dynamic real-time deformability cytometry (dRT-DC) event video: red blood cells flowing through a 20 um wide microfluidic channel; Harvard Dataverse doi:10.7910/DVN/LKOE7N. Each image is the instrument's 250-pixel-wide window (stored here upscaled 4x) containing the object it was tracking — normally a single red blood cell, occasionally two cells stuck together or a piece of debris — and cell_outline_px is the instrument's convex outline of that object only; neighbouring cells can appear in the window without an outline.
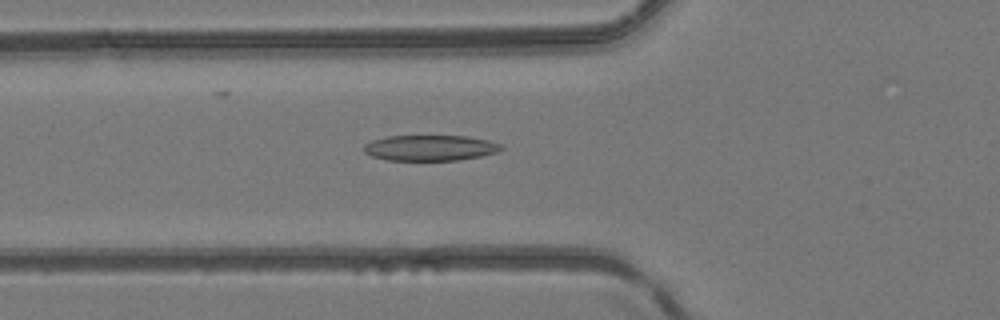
{"species": "common noctule bat (a hibernating species)", "species_latin": "Nyctalus noctula", "temperature_condition": "room temperature", "stored_images_in_passage": 38, "camera_frame_rate_fps": 3000, "um_per_image_px": 0.085, "animal": {"sex": "female", "body_mass_g": 24.6, "forearm_length_mm": 56.2}, "frame": {"image": 1, "passage_image": 7, "time_ms": 2.0, "image_size_px": [1000, 320], "cell_outline_px": [[504, 148], [496, 152], [480, 156], [460, 160], [388, 160], [372, 156], [364, 152], [364, 144], [372, 140], [388, 136], [468, 136], [488, 140], [500, 144]], "centroid_in_image_um": [36.56, 12.57], "position_along_channel_um": 89.2, "area_um2": 20.46}}
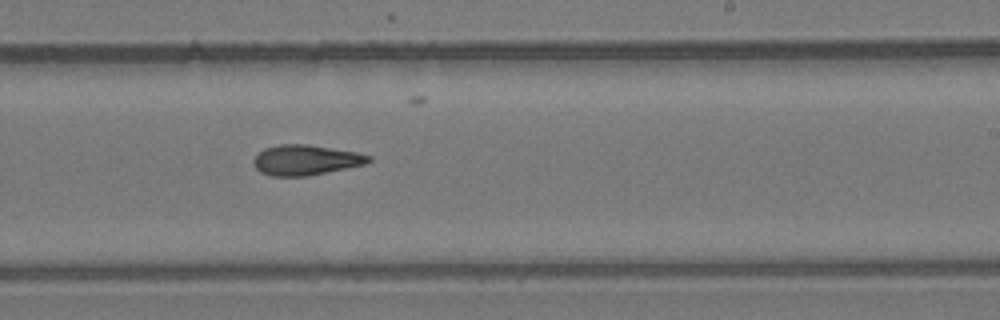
{"frame": {"image": 2, "passage_image": 19, "time_ms": 6.0, "image_size_px": [1000, 320], "cell_outline_px": [[372, 160], [364, 164], [308, 176], [272, 176], [260, 172], [256, 168], [252, 160], [264, 148], [280, 144], [308, 144], [356, 152], [372, 156]], "centroid_in_image_um": [25.97, 13.6], "position_along_channel_um": 263.0, "area_um2": 20.17}}
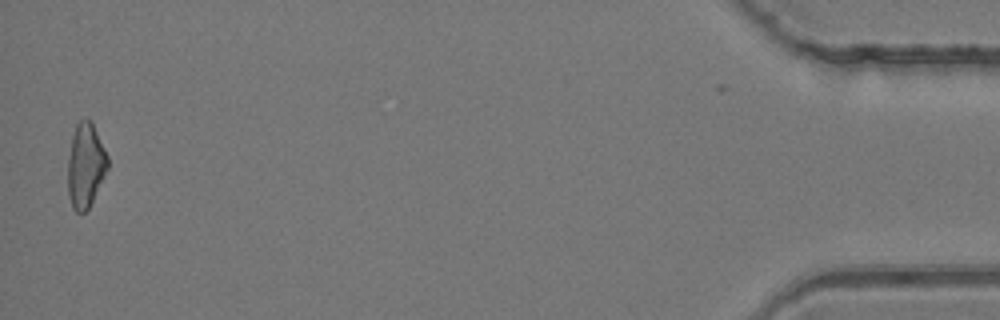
{"frame": {"image": 3, "passage_image": 37, "time_ms": 12.0, "image_size_px": [1000, 320], "cell_outline_px": [[108, 168], [88, 208], [84, 212], [76, 212], [72, 208], [68, 196], [68, 156], [72, 136], [76, 124], [80, 120], [88, 120], [92, 124], [108, 156]], "centroid_in_image_um": [7.25, 14.08], "position_along_channel_um": 428.0, "area_um2": 19.25}}